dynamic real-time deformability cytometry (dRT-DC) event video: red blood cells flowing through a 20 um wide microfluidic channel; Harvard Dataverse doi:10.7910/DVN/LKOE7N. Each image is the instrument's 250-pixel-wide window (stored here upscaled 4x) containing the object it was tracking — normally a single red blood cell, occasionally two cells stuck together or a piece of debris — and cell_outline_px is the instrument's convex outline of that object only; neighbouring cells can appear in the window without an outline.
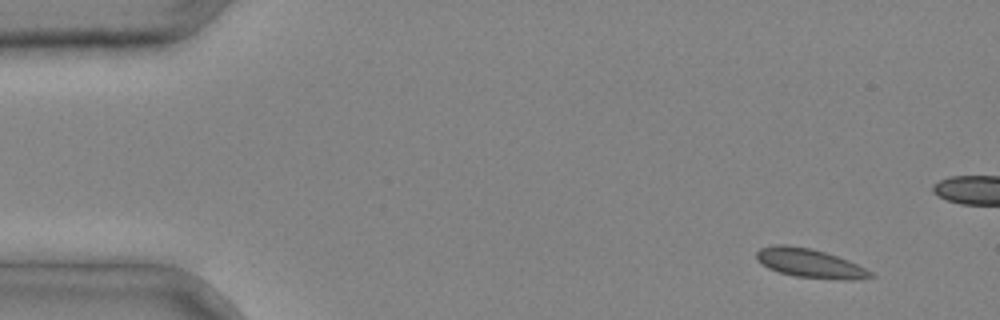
{"species": "common noctule bat (a hibernating species)", "species_latin": "Nyctalus noctula", "temperature_condition": "cold", "stored_images_in_passage": 3, "camera_frame_rate_fps": 3000, "um_per_image_px": 0.085, "animal": {"sex": "male", "body_mass_g": 20.4}, "frame": {"image": 1, "passage_image": 1, "time_ms": 0.0, "image_size_px": [1000, 320], "cell_outline_px": [[876, 276], [852, 280], [840, 280], [796, 276], [780, 272], [768, 268], [756, 260], [756, 252], [760, 248], [772, 244], [788, 244], [812, 248], [848, 260], [872, 272]], "centroid_in_image_um": [68.8, 22.36], "position_along_channel_um": 16.2, "area_um2": 19.31}}